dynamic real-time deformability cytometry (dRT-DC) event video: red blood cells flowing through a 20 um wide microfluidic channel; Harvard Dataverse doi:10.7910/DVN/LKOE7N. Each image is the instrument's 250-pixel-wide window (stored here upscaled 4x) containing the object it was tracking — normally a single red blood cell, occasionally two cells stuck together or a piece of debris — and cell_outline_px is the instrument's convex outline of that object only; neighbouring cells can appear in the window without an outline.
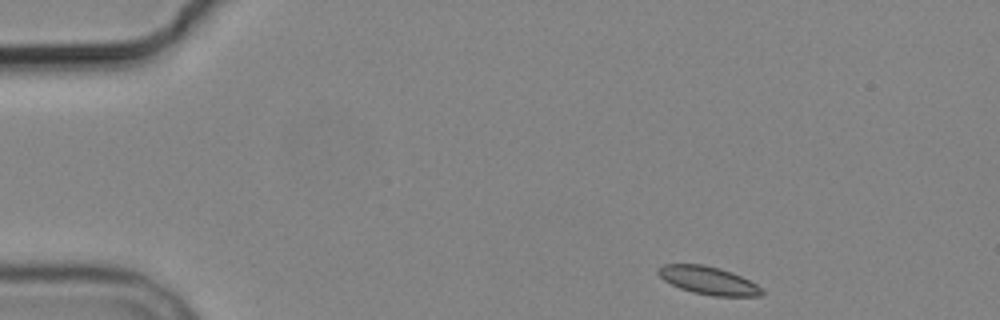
{"species": "common noctule bat (a hibernating species)", "species_latin": "Nyctalus noctula", "temperature_condition": "cold", "stored_images_in_passage": 3, "camera_frame_rate_fps": 3000, "um_per_image_px": 0.085, "animal": {"sex": "male", "body_mass_g": 19.2, "forearm_length_mm": 51.8}, "frame": {"image": 1, "passage_image": 1, "time_ms": 0.0, "image_size_px": [1000, 320], "cell_outline_px": [[764, 296], [712, 296], [692, 292], [680, 288], [664, 280], [656, 272], [664, 264], [704, 264], [720, 268], [732, 272], [764, 288]], "centroid_in_image_um": [60.25, 23.85], "position_along_channel_um": 24.8, "area_um2": 16.94}}